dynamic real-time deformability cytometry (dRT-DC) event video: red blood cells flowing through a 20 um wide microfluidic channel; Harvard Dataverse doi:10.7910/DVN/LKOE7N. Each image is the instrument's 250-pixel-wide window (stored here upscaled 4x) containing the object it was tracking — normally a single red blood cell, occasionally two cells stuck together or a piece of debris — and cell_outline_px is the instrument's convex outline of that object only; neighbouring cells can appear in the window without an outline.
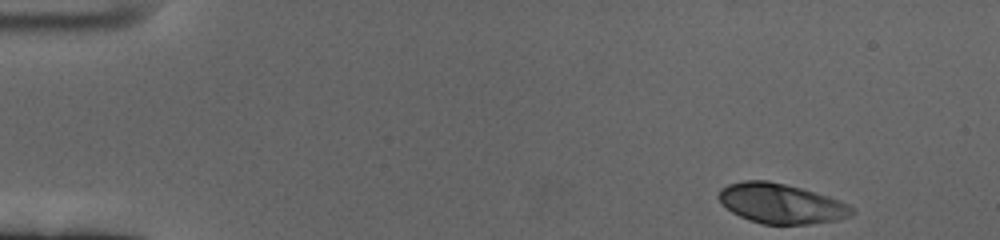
{"species": "human", "species_latin": "Homo sapiens", "temperature_condition": "cold", "stored_images_in_passage": 55, "camera_frame_rate_fps": 3000, "um_per_image_px": 0.085, "donor": {"sex": "female"}, "frame": {"image": 1, "passage_image": 1, "time_ms": 0.0, "image_size_px": [1000, 240], "cell_outline_px": [[856, 212], [852, 216], [836, 220], [808, 224], [760, 224], [748, 220], [732, 212], [716, 196], [720, 188], [728, 184], [744, 180], [768, 180], [800, 188], [828, 196], [848, 204], [856, 208]], "centroid_in_image_um": [66.4, 17.3], "position_along_channel_um": 18.6, "area_um2": 31.04}}
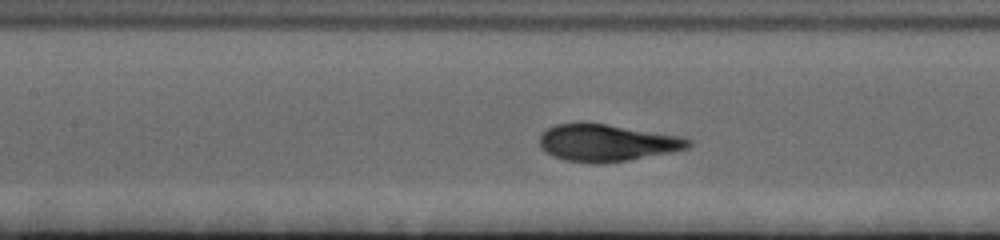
{"frame": {"image": 2, "passage_image": 23, "time_ms": 7.333, "image_size_px": [1000, 240], "cell_outline_px": [[692, 144], [688, 148], [672, 152], [628, 160], [600, 164], [592, 164], [564, 160], [552, 156], [540, 148], [540, 136], [548, 128], [556, 124], [580, 120], [680, 136], [692, 140]], "centroid_in_image_um": [51.54, 12.13], "position_along_channel_um": 155.9, "area_um2": 32.54}}
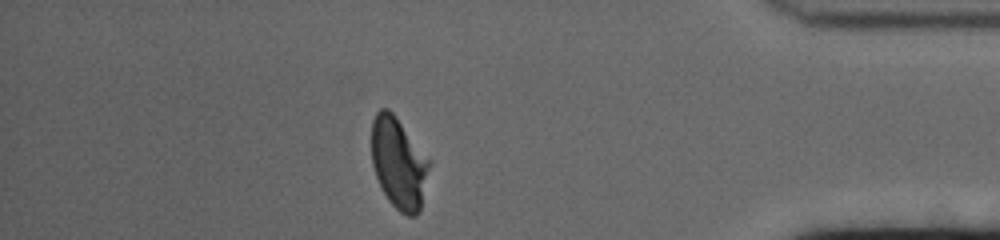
{"frame": {"image": 3, "passage_image": 48, "time_ms": 15.667, "image_size_px": [1000, 240], "cell_outline_px": [[432, 160], [420, 212], [416, 216], [408, 216], [400, 212], [388, 200], [376, 176], [372, 164], [372, 120], [376, 112], [380, 108], [388, 108], [396, 116]], "centroid_in_image_um": [33.92, 13.85], "position_along_channel_um": 401.3, "area_um2": 31.1}, "authors_computed_cell_mechanics": {"area_um2": 31.6166, "velocity_mm_per_s": 3.3521, "shape_relaxation_time_tau1_ms": 3.4586, "shape_relaxation_time_tau2_ms": null, "deformation_change_tau1": 0.1811, "deformation_change_tau2": null}}